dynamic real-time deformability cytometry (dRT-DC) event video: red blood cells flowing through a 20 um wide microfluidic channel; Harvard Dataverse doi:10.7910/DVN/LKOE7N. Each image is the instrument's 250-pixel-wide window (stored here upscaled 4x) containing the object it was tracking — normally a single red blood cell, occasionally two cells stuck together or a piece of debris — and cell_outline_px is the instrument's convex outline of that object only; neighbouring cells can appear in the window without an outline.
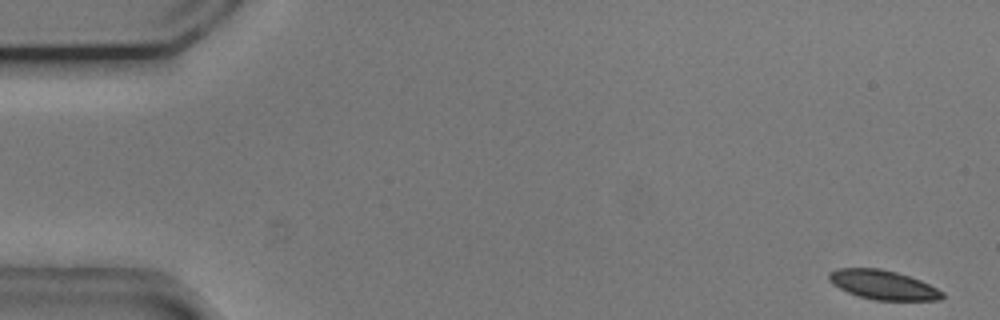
{"species": "common noctule bat (a hibernating species)", "species_latin": "Nyctalus noctula", "temperature_condition": "cold", "stored_images_in_passage": 55, "camera_frame_rate_fps": 3000, "um_per_image_px": 0.085, "animal": {"sex": "male", "body_mass_g": 20.5, "forearm_length_mm": 52.5}, "frame": {"image": 1, "passage_image": 1, "time_ms": 0.0, "image_size_px": [1000, 320], "cell_outline_px": [[944, 296], [940, 300], [872, 300], [848, 292], [832, 284], [828, 280], [828, 272], [836, 268], [880, 268], [896, 272], [920, 280], [944, 292]], "centroid_in_image_um": [75.03, 24.21], "position_along_channel_um": 10.0, "area_um2": 19.31}}
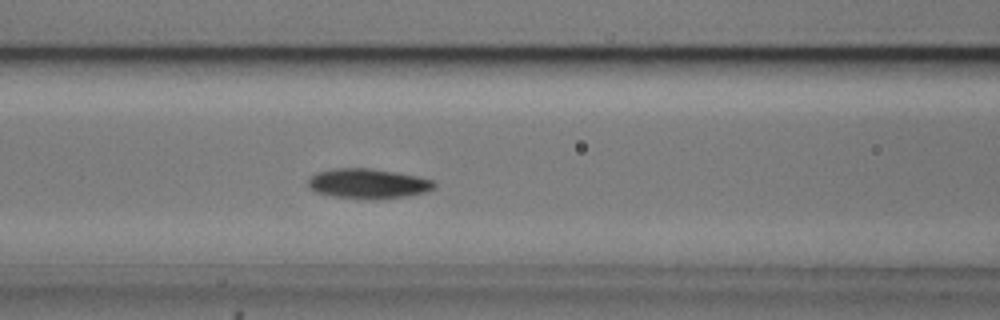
{"frame": {"image": 2, "passage_image": 22, "time_ms": 7.0, "image_size_px": [1000, 320], "cell_outline_px": [[436, 188], [428, 192], [408, 196], [332, 196], [316, 192], [308, 188], [308, 180], [312, 176], [320, 172], [336, 168], [368, 168], [396, 172], [416, 176], [432, 180], [436, 184]], "centroid_in_image_um": [31.31, 15.56], "position_along_channel_um": 135.3, "area_um2": 20.98}}
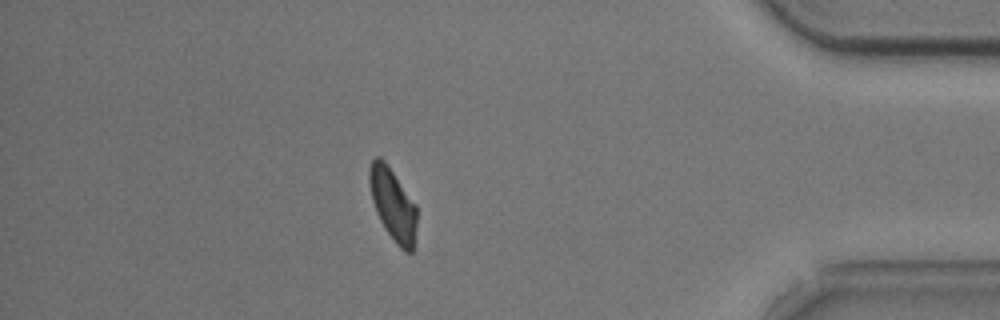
{"frame": {"image": 3, "passage_image": 47, "time_ms": 15.333, "image_size_px": [1000, 320], "cell_outline_px": [[416, 224], [412, 252], [404, 252], [396, 244], [384, 228], [376, 212], [372, 200], [368, 180], [368, 168], [372, 160], [376, 156], [380, 156], [384, 160], [416, 204]], "centroid_in_image_um": [33.37, 17.36], "position_along_channel_um": 401.8, "area_um2": 19.94}, "authors_computed_cell_mechanics": {"area_um2": 20.6924, "velocity_mm_per_s": 3.688, "shape_relaxation_time_tau1_ms": 4.7734, "shape_relaxation_time_tau2_ms": 3.6958, "deformation_change_tau1": 0.1313, "deformation_change_tau2": 0.1017}}